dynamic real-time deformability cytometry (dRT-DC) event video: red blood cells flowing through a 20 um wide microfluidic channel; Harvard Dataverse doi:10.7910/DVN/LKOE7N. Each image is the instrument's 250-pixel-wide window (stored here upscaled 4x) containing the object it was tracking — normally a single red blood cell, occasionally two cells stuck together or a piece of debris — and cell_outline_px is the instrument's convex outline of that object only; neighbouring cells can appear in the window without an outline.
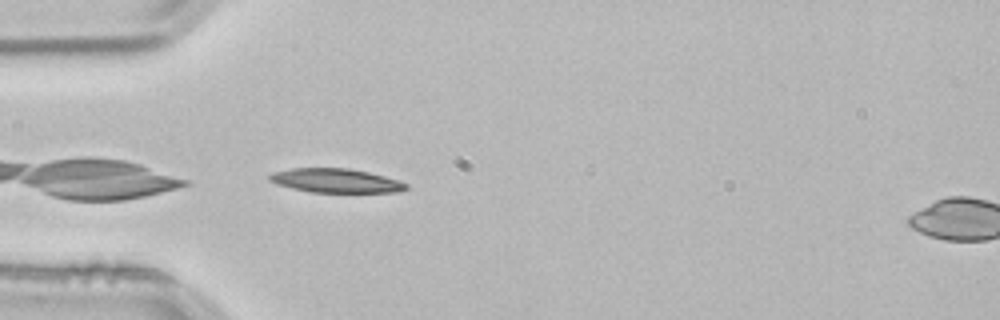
{"species": "common noctule bat (a hibernating species)", "species_latin": "Nyctalus noctula", "temperature_condition": "room temperature", "stored_images_in_passage": 23, "camera_frame_rate_fps": 3000, "um_per_image_px": 0.085, "animal": {"sex": "male", "body_mass_g": 21.5, "forearm_length_mm": 52.0}, "frame": {"image": 1, "passage_image": 1, "time_ms": 0.0, "image_size_px": [1000, 320], "cell_outline_px": [[408, 188], [400, 192], [312, 192], [292, 188], [276, 184], [268, 180], [268, 176], [272, 172], [292, 168], [348, 168], [368, 172], [400, 180], [408, 184]], "centroid_in_image_um": [28.55, 15.35], "position_along_channel_um": 56.5, "area_um2": 19.19}}
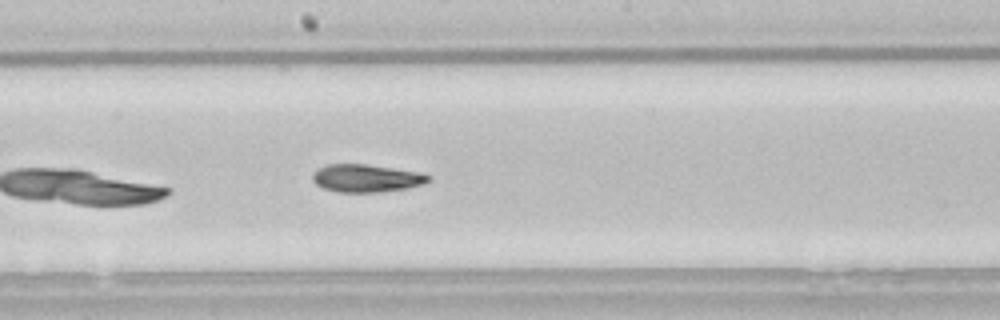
{"frame": {"image": 2, "passage_image": 14, "time_ms": 4.333, "image_size_px": [1000, 320], "cell_outline_px": [[432, 180], [424, 184], [404, 188], [380, 192], [336, 192], [324, 188], [316, 184], [312, 180], [312, 176], [320, 168], [328, 164], [364, 164], [424, 172], [432, 176]], "centroid_in_image_um": [31.21, 15.14], "position_along_channel_um": 217.0, "area_um2": 18.79}}